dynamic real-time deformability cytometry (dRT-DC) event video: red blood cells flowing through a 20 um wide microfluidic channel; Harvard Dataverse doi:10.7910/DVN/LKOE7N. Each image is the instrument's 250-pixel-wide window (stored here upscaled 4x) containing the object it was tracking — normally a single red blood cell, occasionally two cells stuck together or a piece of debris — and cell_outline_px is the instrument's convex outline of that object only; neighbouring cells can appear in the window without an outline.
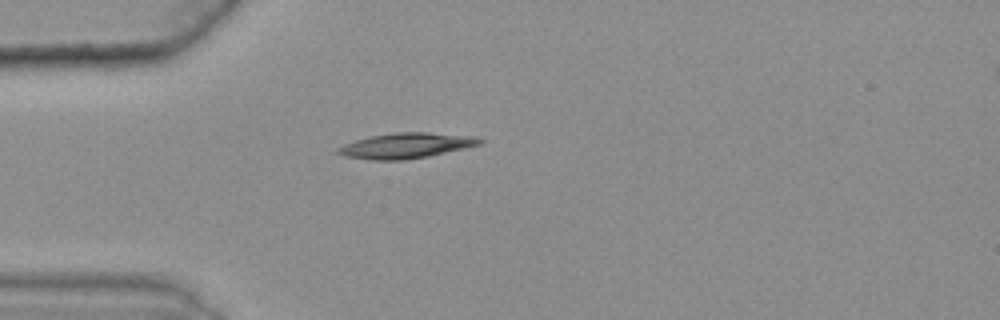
{"species": "common noctule bat (a hibernating species)", "species_latin": "Nyctalus noctula", "temperature_condition": "warm", "stored_images_in_passage": 34, "camera_frame_rate_fps": 3000, "um_per_image_px": 0.085, "animal": {"sex": "female", "body_mass_g": 25.1}, "frame": {"image": 1, "passage_image": 1, "time_ms": 0.0, "image_size_px": [1000, 320], "cell_outline_px": [[484, 140], [480, 144], [428, 156], [404, 160], [372, 160], [344, 156], [336, 152], [336, 148], [344, 144], [368, 136], [396, 132], [428, 132], [476, 136]], "centroid_in_image_um": [34.48, 12.37], "position_along_channel_um": 50.5, "area_um2": 20.92}}
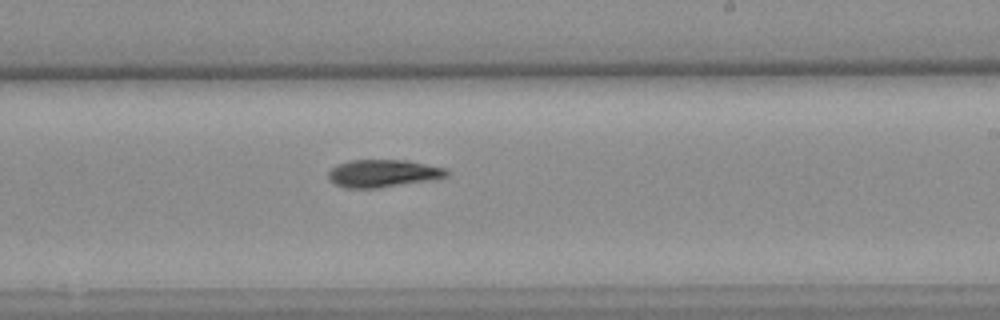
{"frame": {"image": 2, "passage_image": 19, "time_ms": 6.0, "image_size_px": [1000, 320], "cell_outline_px": [[448, 176], [432, 180], [376, 188], [344, 188], [328, 180], [328, 172], [336, 164], [352, 160], [404, 160], [448, 168]], "centroid_in_image_um": [32.55, 14.74], "position_along_channel_um": 256.5, "area_um2": 19.07}}
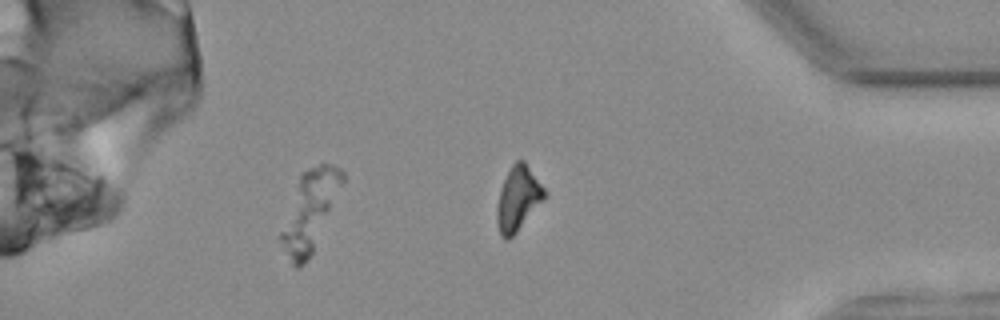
{"frame": {"image": 3, "passage_image": 32, "time_ms": 10.333, "image_size_px": [1000, 320], "cell_outline_px": [[344, 184], [312, 252], [304, 264], [300, 268], [296, 268], [292, 264], [280, 240], [280, 232], [300, 172], [308, 168], [320, 164], [332, 164], [340, 168], [344, 172]], "centroid_in_image_um": [26.35, 17.88], "position_along_channel_um": 408.8, "area_um2": 28.15}}